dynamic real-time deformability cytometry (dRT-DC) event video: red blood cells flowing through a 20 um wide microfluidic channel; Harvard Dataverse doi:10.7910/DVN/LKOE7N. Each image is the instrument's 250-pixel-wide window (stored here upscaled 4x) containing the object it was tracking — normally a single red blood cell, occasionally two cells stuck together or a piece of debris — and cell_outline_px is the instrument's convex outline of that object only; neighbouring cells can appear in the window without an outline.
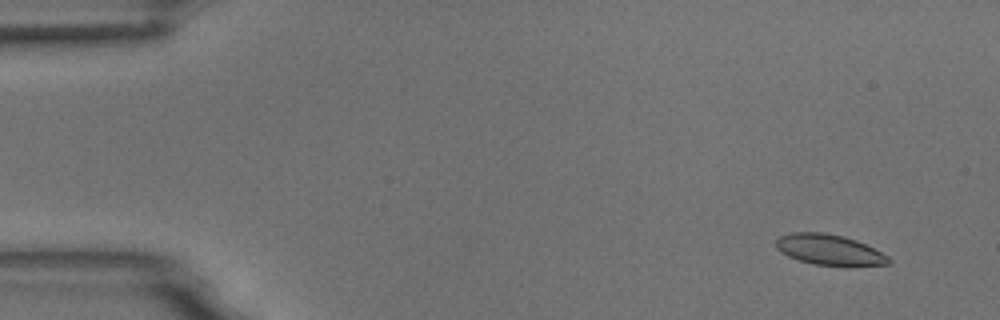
{"species": "common noctule bat (a hibernating species)", "species_latin": "Nyctalus noctula", "temperature_condition": "room temperature", "stored_images_in_passage": 5, "camera_frame_rate_fps": 3000, "um_per_image_px": 0.085, "animal": {"sex": "male", "body_mass_g": 18.8}, "frame": {"image": 1, "passage_image": 2, "time_ms": 0.333, "image_size_px": [1000, 320], "cell_outline_px": [[892, 260], [888, 264], [848, 268], [812, 264], [788, 256], [780, 252], [776, 248], [776, 240], [780, 236], [792, 232], [824, 232], [844, 236], [856, 240], [888, 256]], "centroid_in_image_um": [70.51, 21.26], "position_along_channel_um": 14.5, "area_um2": 20.58}}
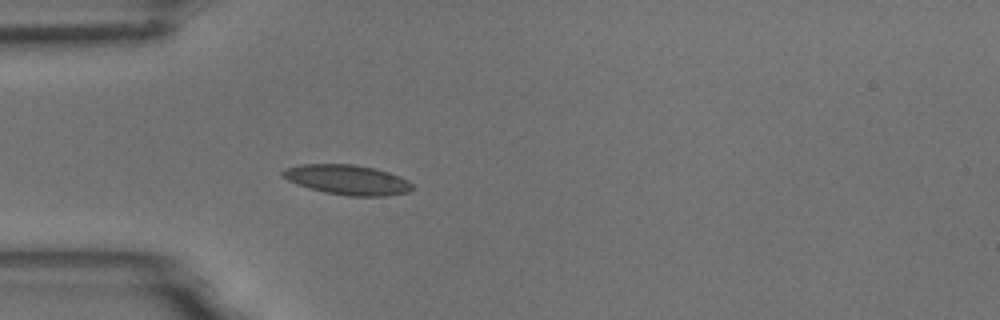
{"frame": {"image": 2, "passage_image": 5, "time_ms": 1.333, "image_size_px": [1000, 320], "cell_outline_px": [[412, 188], [408, 192], [384, 196], [348, 196], [324, 192], [308, 188], [296, 184], [280, 176], [280, 172], [288, 168], [300, 164], [356, 164], [376, 168], [400, 176], [408, 180], [412, 184]], "centroid_in_image_um": [29.51, 15.27], "position_along_channel_um": 55.5, "area_um2": 22.72}}